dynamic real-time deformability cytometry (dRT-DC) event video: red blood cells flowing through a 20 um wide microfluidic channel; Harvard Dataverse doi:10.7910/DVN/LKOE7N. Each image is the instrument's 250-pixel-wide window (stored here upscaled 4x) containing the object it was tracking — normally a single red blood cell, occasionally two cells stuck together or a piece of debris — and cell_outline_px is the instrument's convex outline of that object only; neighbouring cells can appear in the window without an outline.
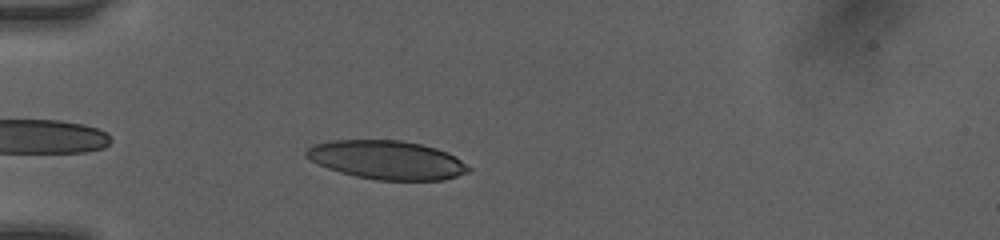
{"species": "human", "species_latin": "Homo sapiens", "temperature_condition": "room temperature", "stored_images_in_passage": 4, "camera_frame_rate_fps": 3000, "um_per_image_px": 0.085, "donor": {"sex": "female"}, "frame": {"image": 1, "passage_image": 3, "time_ms": 3.333, "image_size_px": [1000, 240], "cell_outline_px": [[472, 168], [468, 172], [444, 180], [376, 180], [356, 176], [340, 172], [328, 168], [304, 156], [304, 152], [312, 144], [332, 140], [400, 140], [420, 144], [436, 148], [448, 152]], "centroid_in_image_um": [32.88, 13.59], "position_along_channel_um": 52.1, "area_um2": 36.53}}